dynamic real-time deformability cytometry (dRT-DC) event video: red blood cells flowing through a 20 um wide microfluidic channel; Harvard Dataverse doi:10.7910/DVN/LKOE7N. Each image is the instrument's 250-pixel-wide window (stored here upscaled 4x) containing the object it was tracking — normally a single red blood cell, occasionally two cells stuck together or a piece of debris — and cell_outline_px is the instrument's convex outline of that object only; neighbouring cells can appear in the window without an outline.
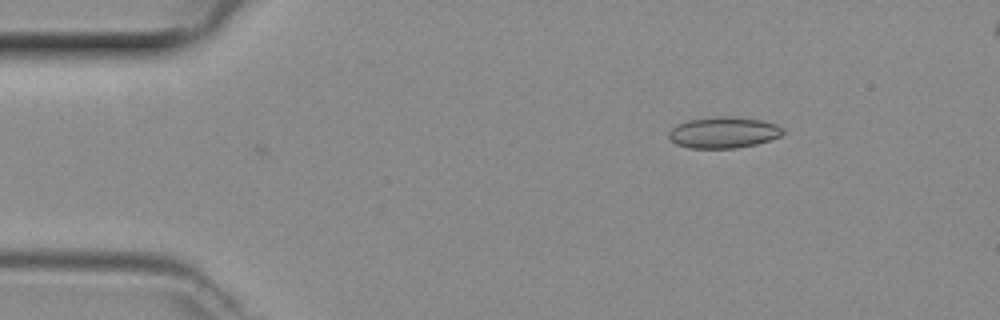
{"species": "common noctule bat (a hibernating species)", "species_latin": "Nyctalus noctula", "temperature_condition": "room temperature", "stored_images_in_passage": 2, "camera_frame_rate_fps": 3000, "um_per_image_px": 0.085, "animal": {"sex": "female", "body_mass_g": 29.2, "forearm_length_mm": 56.3}, "frame": {"image": 1, "passage_image": 2, "time_ms": 0.333, "image_size_px": [1000, 320], "cell_outline_px": [[784, 132], [780, 136], [756, 144], [736, 148], [688, 148], [676, 144], [668, 136], [668, 132], [676, 124], [688, 120], [716, 116], [728, 116], [764, 120], [776, 124], [784, 128]], "centroid_in_image_um": [61.5, 11.25], "position_along_channel_um": 23.5, "area_um2": 20.87}}